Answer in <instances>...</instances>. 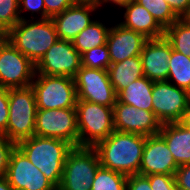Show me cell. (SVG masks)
Returning a JSON list of instances; mask_svg holds the SVG:
<instances>
[{"label":"cell","mask_w":190,"mask_h":190,"mask_svg":"<svg viewBox=\"0 0 190 190\" xmlns=\"http://www.w3.org/2000/svg\"><path fill=\"white\" fill-rule=\"evenodd\" d=\"M146 136L115 130L93 148L100 166L127 176L139 174Z\"/></svg>","instance_id":"6da1fadb"},{"label":"cell","mask_w":190,"mask_h":190,"mask_svg":"<svg viewBox=\"0 0 190 190\" xmlns=\"http://www.w3.org/2000/svg\"><path fill=\"white\" fill-rule=\"evenodd\" d=\"M16 146L56 188L60 186L67 155L74 148L72 144L34 135L21 140Z\"/></svg>","instance_id":"7a4b0ae2"},{"label":"cell","mask_w":190,"mask_h":190,"mask_svg":"<svg viewBox=\"0 0 190 190\" xmlns=\"http://www.w3.org/2000/svg\"><path fill=\"white\" fill-rule=\"evenodd\" d=\"M8 33L10 43L35 65L59 39L51 18L20 20Z\"/></svg>","instance_id":"3957f363"},{"label":"cell","mask_w":190,"mask_h":190,"mask_svg":"<svg viewBox=\"0 0 190 190\" xmlns=\"http://www.w3.org/2000/svg\"><path fill=\"white\" fill-rule=\"evenodd\" d=\"M37 110L31 85L9 89V120L2 135L16 144L34 136Z\"/></svg>","instance_id":"277c9868"},{"label":"cell","mask_w":190,"mask_h":190,"mask_svg":"<svg viewBox=\"0 0 190 190\" xmlns=\"http://www.w3.org/2000/svg\"><path fill=\"white\" fill-rule=\"evenodd\" d=\"M79 147H94L114 131L113 107L77 100Z\"/></svg>","instance_id":"5b68a950"},{"label":"cell","mask_w":190,"mask_h":190,"mask_svg":"<svg viewBox=\"0 0 190 190\" xmlns=\"http://www.w3.org/2000/svg\"><path fill=\"white\" fill-rule=\"evenodd\" d=\"M99 167V156L93 147H74L67 155L57 190H91Z\"/></svg>","instance_id":"8992f818"},{"label":"cell","mask_w":190,"mask_h":190,"mask_svg":"<svg viewBox=\"0 0 190 190\" xmlns=\"http://www.w3.org/2000/svg\"><path fill=\"white\" fill-rule=\"evenodd\" d=\"M31 86L37 109L75 108L76 106L74 78L35 74Z\"/></svg>","instance_id":"52a82bcc"},{"label":"cell","mask_w":190,"mask_h":190,"mask_svg":"<svg viewBox=\"0 0 190 190\" xmlns=\"http://www.w3.org/2000/svg\"><path fill=\"white\" fill-rule=\"evenodd\" d=\"M35 135L64 140L74 147H79L76 109H38Z\"/></svg>","instance_id":"ba28073f"},{"label":"cell","mask_w":190,"mask_h":190,"mask_svg":"<svg viewBox=\"0 0 190 190\" xmlns=\"http://www.w3.org/2000/svg\"><path fill=\"white\" fill-rule=\"evenodd\" d=\"M190 102V93L168 80L154 81L152 111L161 124L181 122Z\"/></svg>","instance_id":"9c48e42d"},{"label":"cell","mask_w":190,"mask_h":190,"mask_svg":"<svg viewBox=\"0 0 190 190\" xmlns=\"http://www.w3.org/2000/svg\"><path fill=\"white\" fill-rule=\"evenodd\" d=\"M77 100H85L113 107L117 94L113 88L108 71L81 66L74 77Z\"/></svg>","instance_id":"30bf717a"},{"label":"cell","mask_w":190,"mask_h":190,"mask_svg":"<svg viewBox=\"0 0 190 190\" xmlns=\"http://www.w3.org/2000/svg\"><path fill=\"white\" fill-rule=\"evenodd\" d=\"M81 66V55L73 43L58 39L35 65V74L74 78Z\"/></svg>","instance_id":"8fae6325"},{"label":"cell","mask_w":190,"mask_h":190,"mask_svg":"<svg viewBox=\"0 0 190 190\" xmlns=\"http://www.w3.org/2000/svg\"><path fill=\"white\" fill-rule=\"evenodd\" d=\"M35 64L8 41L0 51V86L23 88L32 84Z\"/></svg>","instance_id":"7c38bea8"},{"label":"cell","mask_w":190,"mask_h":190,"mask_svg":"<svg viewBox=\"0 0 190 190\" xmlns=\"http://www.w3.org/2000/svg\"><path fill=\"white\" fill-rule=\"evenodd\" d=\"M5 177L14 190H57L17 146L11 153Z\"/></svg>","instance_id":"4fadbf2b"},{"label":"cell","mask_w":190,"mask_h":190,"mask_svg":"<svg viewBox=\"0 0 190 190\" xmlns=\"http://www.w3.org/2000/svg\"><path fill=\"white\" fill-rule=\"evenodd\" d=\"M113 117L115 130L121 132L152 136L157 135L162 126L153 111L135 108L119 100L113 106Z\"/></svg>","instance_id":"5bb4252c"},{"label":"cell","mask_w":190,"mask_h":190,"mask_svg":"<svg viewBox=\"0 0 190 190\" xmlns=\"http://www.w3.org/2000/svg\"><path fill=\"white\" fill-rule=\"evenodd\" d=\"M96 11H99L96 4L78 2L62 13L51 17L58 38L72 42L77 34L97 18Z\"/></svg>","instance_id":"9a60e30c"},{"label":"cell","mask_w":190,"mask_h":190,"mask_svg":"<svg viewBox=\"0 0 190 190\" xmlns=\"http://www.w3.org/2000/svg\"><path fill=\"white\" fill-rule=\"evenodd\" d=\"M178 167L165 140L159 134L146 136L140 164V175H174Z\"/></svg>","instance_id":"2e32d148"},{"label":"cell","mask_w":190,"mask_h":190,"mask_svg":"<svg viewBox=\"0 0 190 190\" xmlns=\"http://www.w3.org/2000/svg\"><path fill=\"white\" fill-rule=\"evenodd\" d=\"M106 45L111 63L124 61L127 58L140 56L143 46L148 40L143 34L123 27L120 23L112 22Z\"/></svg>","instance_id":"e0dca14e"},{"label":"cell","mask_w":190,"mask_h":190,"mask_svg":"<svg viewBox=\"0 0 190 190\" xmlns=\"http://www.w3.org/2000/svg\"><path fill=\"white\" fill-rule=\"evenodd\" d=\"M172 49L165 37L148 39L140 54L144 76L152 81L167 80Z\"/></svg>","instance_id":"ac0fdd59"},{"label":"cell","mask_w":190,"mask_h":190,"mask_svg":"<svg viewBox=\"0 0 190 190\" xmlns=\"http://www.w3.org/2000/svg\"><path fill=\"white\" fill-rule=\"evenodd\" d=\"M122 11V12H121ZM121 18L117 21L123 27L143 34L148 39L164 37L165 29L152 14L135 0L120 10Z\"/></svg>","instance_id":"d6986e66"},{"label":"cell","mask_w":190,"mask_h":190,"mask_svg":"<svg viewBox=\"0 0 190 190\" xmlns=\"http://www.w3.org/2000/svg\"><path fill=\"white\" fill-rule=\"evenodd\" d=\"M158 134L165 140L178 166L190 164V129L181 122L165 123Z\"/></svg>","instance_id":"ffe728a7"},{"label":"cell","mask_w":190,"mask_h":190,"mask_svg":"<svg viewBox=\"0 0 190 190\" xmlns=\"http://www.w3.org/2000/svg\"><path fill=\"white\" fill-rule=\"evenodd\" d=\"M107 71L116 94L126 88L128 84L144 76L140 56L111 63Z\"/></svg>","instance_id":"44dd1931"},{"label":"cell","mask_w":190,"mask_h":190,"mask_svg":"<svg viewBox=\"0 0 190 190\" xmlns=\"http://www.w3.org/2000/svg\"><path fill=\"white\" fill-rule=\"evenodd\" d=\"M154 81L146 76L128 84L117 94V100L135 108L152 111V89Z\"/></svg>","instance_id":"7402d4cb"},{"label":"cell","mask_w":190,"mask_h":190,"mask_svg":"<svg viewBox=\"0 0 190 190\" xmlns=\"http://www.w3.org/2000/svg\"><path fill=\"white\" fill-rule=\"evenodd\" d=\"M97 17L89 26L83 29L72 41L74 48L80 55L86 51L106 44L111 24ZM107 22V24H106Z\"/></svg>","instance_id":"603a6c76"},{"label":"cell","mask_w":190,"mask_h":190,"mask_svg":"<svg viewBox=\"0 0 190 190\" xmlns=\"http://www.w3.org/2000/svg\"><path fill=\"white\" fill-rule=\"evenodd\" d=\"M167 80L190 93V57L172 49Z\"/></svg>","instance_id":"cb8c5ba5"},{"label":"cell","mask_w":190,"mask_h":190,"mask_svg":"<svg viewBox=\"0 0 190 190\" xmlns=\"http://www.w3.org/2000/svg\"><path fill=\"white\" fill-rule=\"evenodd\" d=\"M164 37L170 42L173 50L190 57V26L181 19L165 29Z\"/></svg>","instance_id":"d4e9b609"},{"label":"cell","mask_w":190,"mask_h":190,"mask_svg":"<svg viewBox=\"0 0 190 190\" xmlns=\"http://www.w3.org/2000/svg\"><path fill=\"white\" fill-rule=\"evenodd\" d=\"M127 175L100 166L97 169L91 190H126Z\"/></svg>","instance_id":"484cf974"},{"label":"cell","mask_w":190,"mask_h":190,"mask_svg":"<svg viewBox=\"0 0 190 190\" xmlns=\"http://www.w3.org/2000/svg\"><path fill=\"white\" fill-rule=\"evenodd\" d=\"M145 7L164 28L171 26L179 18L174 14L166 0H135Z\"/></svg>","instance_id":"4316f807"},{"label":"cell","mask_w":190,"mask_h":190,"mask_svg":"<svg viewBox=\"0 0 190 190\" xmlns=\"http://www.w3.org/2000/svg\"><path fill=\"white\" fill-rule=\"evenodd\" d=\"M82 66L107 70L111 64L108 47L106 44L92 48L81 55Z\"/></svg>","instance_id":"83f0119b"},{"label":"cell","mask_w":190,"mask_h":190,"mask_svg":"<svg viewBox=\"0 0 190 190\" xmlns=\"http://www.w3.org/2000/svg\"><path fill=\"white\" fill-rule=\"evenodd\" d=\"M20 20L19 0H0V27L9 31Z\"/></svg>","instance_id":"f1b7e54d"},{"label":"cell","mask_w":190,"mask_h":190,"mask_svg":"<svg viewBox=\"0 0 190 190\" xmlns=\"http://www.w3.org/2000/svg\"><path fill=\"white\" fill-rule=\"evenodd\" d=\"M19 13L21 20L46 19V8L44 5V1L19 0ZM28 13L30 15H27Z\"/></svg>","instance_id":"f546056e"},{"label":"cell","mask_w":190,"mask_h":190,"mask_svg":"<svg viewBox=\"0 0 190 190\" xmlns=\"http://www.w3.org/2000/svg\"><path fill=\"white\" fill-rule=\"evenodd\" d=\"M15 147L16 143L0 135V177L6 176L10 156Z\"/></svg>","instance_id":"4dcf8cb0"},{"label":"cell","mask_w":190,"mask_h":190,"mask_svg":"<svg viewBox=\"0 0 190 190\" xmlns=\"http://www.w3.org/2000/svg\"><path fill=\"white\" fill-rule=\"evenodd\" d=\"M146 177L149 179L152 190H174L176 187L174 175L151 174Z\"/></svg>","instance_id":"1f68e13d"},{"label":"cell","mask_w":190,"mask_h":190,"mask_svg":"<svg viewBox=\"0 0 190 190\" xmlns=\"http://www.w3.org/2000/svg\"><path fill=\"white\" fill-rule=\"evenodd\" d=\"M9 120V89L0 86V135L6 129Z\"/></svg>","instance_id":"d6a6232c"},{"label":"cell","mask_w":190,"mask_h":190,"mask_svg":"<svg viewBox=\"0 0 190 190\" xmlns=\"http://www.w3.org/2000/svg\"><path fill=\"white\" fill-rule=\"evenodd\" d=\"M46 8V19L62 13L65 9L78 3L77 0H43Z\"/></svg>","instance_id":"836d02e7"},{"label":"cell","mask_w":190,"mask_h":190,"mask_svg":"<svg viewBox=\"0 0 190 190\" xmlns=\"http://www.w3.org/2000/svg\"><path fill=\"white\" fill-rule=\"evenodd\" d=\"M126 190H152L146 176L135 174L127 177Z\"/></svg>","instance_id":"e575fe53"},{"label":"cell","mask_w":190,"mask_h":190,"mask_svg":"<svg viewBox=\"0 0 190 190\" xmlns=\"http://www.w3.org/2000/svg\"><path fill=\"white\" fill-rule=\"evenodd\" d=\"M176 186L190 190V164L180 165L174 174Z\"/></svg>","instance_id":"d590c367"},{"label":"cell","mask_w":190,"mask_h":190,"mask_svg":"<svg viewBox=\"0 0 190 190\" xmlns=\"http://www.w3.org/2000/svg\"><path fill=\"white\" fill-rule=\"evenodd\" d=\"M174 12L180 19L190 7V0H166Z\"/></svg>","instance_id":"8d00e7d4"},{"label":"cell","mask_w":190,"mask_h":190,"mask_svg":"<svg viewBox=\"0 0 190 190\" xmlns=\"http://www.w3.org/2000/svg\"><path fill=\"white\" fill-rule=\"evenodd\" d=\"M133 0H100L96 5L99 7L100 11L103 12V9L105 6H109L111 5L113 7H116L115 9H119L118 11H120L123 7L127 6L130 2H132Z\"/></svg>","instance_id":"74e56055"},{"label":"cell","mask_w":190,"mask_h":190,"mask_svg":"<svg viewBox=\"0 0 190 190\" xmlns=\"http://www.w3.org/2000/svg\"><path fill=\"white\" fill-rule=\"evenodd\" d=\"M181 123L188 129H190V102H189L186 112L184 113Z\"/></svg>","instance_id":"f35d334b"},{"label":"cell","mask_w":190,"mask_h":190,"mask_svg":"<svg viewBox=\"0 0 190 190\" xmlns=\"http://www.w3.org/2000/svg\"><path fill=\"white\" fill-rule=\"evenodd\" d=\"M8 41H9L8 31H0V51Z\"/></svg>","instance_id":"ab89813d"},{"label":"cell","mask_w":190,"mask_h":190,"mask_svg":"<svg viewBox=\"0 0 190 190\" xmlns=\"http://www.w3.org/2000/svg\"><path fill=\"white\" fill-rule=\"evenodd\" d=\"M0 190H14L7 181L5 176L0 177Z\"/></svg>","instance_id":"60d3db41"},{"label":"cell","mask_w":190,"mask_h":190,"mask_svg":"<svg viewBox=\"0 0 190 190\" xmlns=\"http://www.w3.org/2000/svg\"><path fill=\"white\" fill-rule=\"evenodd\" d=\"M180 19L190 26V7Z\"/></svg>","instance_id":"b9f144b4"},{"label":"cell","mask_w":190,"mask_h":190,"mask_svg":"<svg viewBox=\"0 0 190 190\" xmlns=\"http://www.w3.org/2000/svg\"><path fill=\"white\" fill-rule=\"evenodd\" d=\"M78 2L97 4L100 0H77Z\"/></svg>","instance_id":"7bdbcfd3"},{"label":"cell","mask_w":190,"mask_h":190,"mask_svg":"<svg viewBox=\"0 0 190 190\" xmlns=\"http://www.w3.org/2000/svg\"><path fill=\"white\" fill-rule=\"evenodd\" d=\"M174 190H186V189H183V188L176 186Z\"/></svg>","instance_id":"ee69618b"},{"label":"cell","mask_w":190,"mask_h":190,"mask_svg":"<svg viewBox=\"0 0 190 190\" xmlns=\"http://www.w3.org/2000/svg\"><path fill=\"white\" fill-rule=\"evenodd\" d=\"M0 31H7V30H5V29H3V28L0 27Z\"/></svg>","instance_id":"f6af8a7d"}]
</instances>
